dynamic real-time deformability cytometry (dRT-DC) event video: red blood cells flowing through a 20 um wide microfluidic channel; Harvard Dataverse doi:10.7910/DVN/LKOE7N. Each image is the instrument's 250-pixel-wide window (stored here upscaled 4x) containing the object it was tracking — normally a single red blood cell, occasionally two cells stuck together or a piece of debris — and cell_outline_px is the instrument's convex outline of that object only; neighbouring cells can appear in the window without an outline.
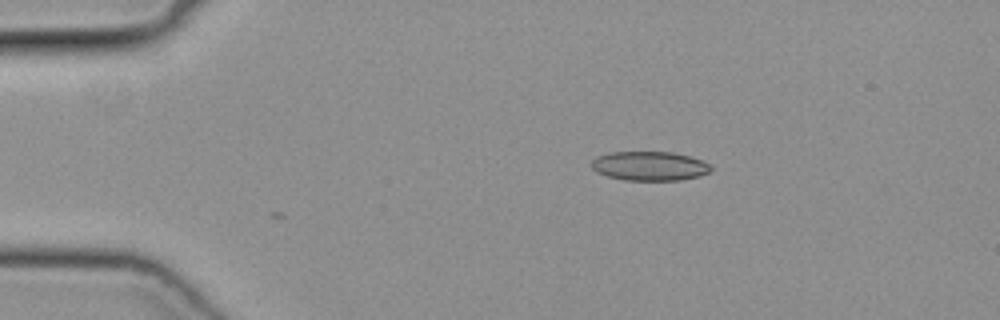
{"species": "common noctule bat (a hibernating species)", "species_latin": "Nyctalus noctula", "temperature_condition": "cold", "stored_images_in_passage": 7, "camera_frame_rate_fps": 3000, "um_per_image_px": 0.085, "animal": {"sex": "female", "body_mass_g": 19.3, "forearm_length_mm": 54.1}, "frame": {"image": 1, "passage_image": 1, "time_ms": 0.0, "image_size_px": [1000, 320], "cell_outline_px": [[712, 168], [708, 172], [700, 176], [680, 180], [624, 180], [608, 176], [596, 172], [592, 168], [592, 160], [596, 156], [612, 152], [672, 152], [688, 156], [700, 160], [708, 164]], "centroid_in_image_um": [55.18, 14.11], "position_along_channel_um": 29.8, "area_um2": 20.17}}